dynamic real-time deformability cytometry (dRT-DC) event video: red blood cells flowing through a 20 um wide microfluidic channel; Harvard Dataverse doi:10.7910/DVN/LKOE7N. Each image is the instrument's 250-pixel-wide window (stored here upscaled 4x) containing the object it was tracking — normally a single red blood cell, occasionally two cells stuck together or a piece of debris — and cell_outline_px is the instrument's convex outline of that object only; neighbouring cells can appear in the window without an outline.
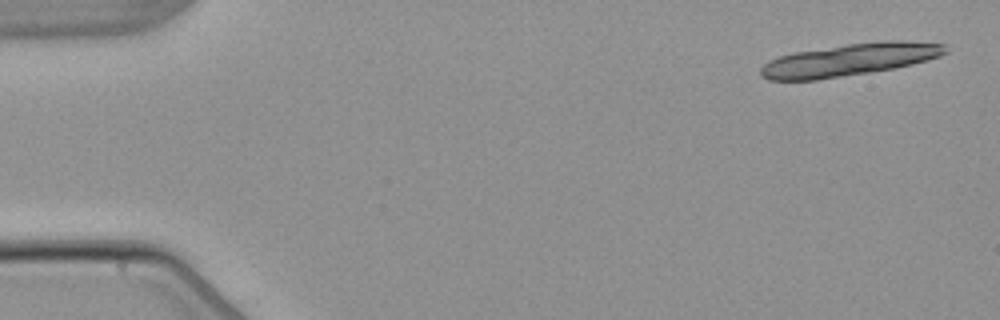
{"species": "common noctule bat (a hibernating species)", "species_latin": "Nyctalus noctula", "temperature_condition": "warm", "stored_images_in_passage": 5, "camera_frame_rate_fps": 3000, "um_per_image_px": 0.085, "animal": {"sex": "male", "body_mass_g": 21.5, "forearm_length_mm": 52.0}, "frame": {"image": 1, "passage_image": 1, "time_ms": 0.0, "image_size_px": [1000, 320], "cell_outline_px": [[948, 52], [940, 56], [912, 64], [892, 68], [868, 72], [816, 80], [768, 80], [760, 76], [760, 68], [764, 64], [780, 56], [796, 52], [848, 44], [884, 40], [904, 40], [944, 44]], "centroid_in_image_um": [72.22, 5.07], "position_along_channel_um": 12.8, "area_um2": 34.39}}
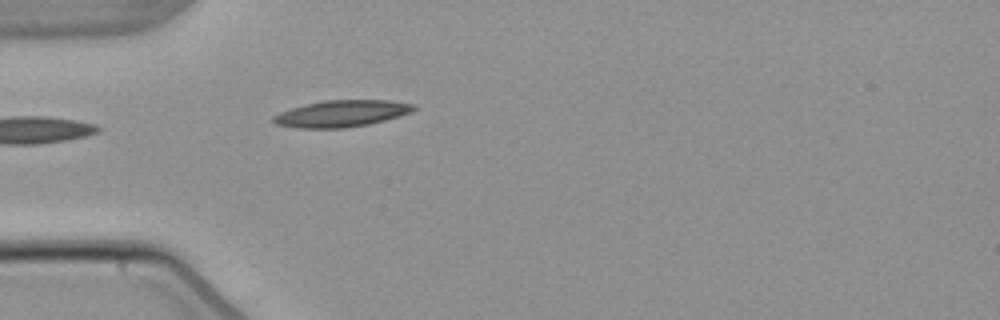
{"frame": {"image": 2, "passage_image": 5, "time_ms": 4.667, "image_size_px": [1000, 320], "cell_outline_px": [[416, 108], [412, 112], [384, 120], [368, 124], [344, 128], [296, 128], [276, 124], [272, 120], [272, 116], [280, 112], [304, 104], [324, 100], [388, 100], [412, 104]], "centroid_in_image_um": [28.99, 9.65], "position_along_channel_um": 56.0, "area_um2": 21.68}}